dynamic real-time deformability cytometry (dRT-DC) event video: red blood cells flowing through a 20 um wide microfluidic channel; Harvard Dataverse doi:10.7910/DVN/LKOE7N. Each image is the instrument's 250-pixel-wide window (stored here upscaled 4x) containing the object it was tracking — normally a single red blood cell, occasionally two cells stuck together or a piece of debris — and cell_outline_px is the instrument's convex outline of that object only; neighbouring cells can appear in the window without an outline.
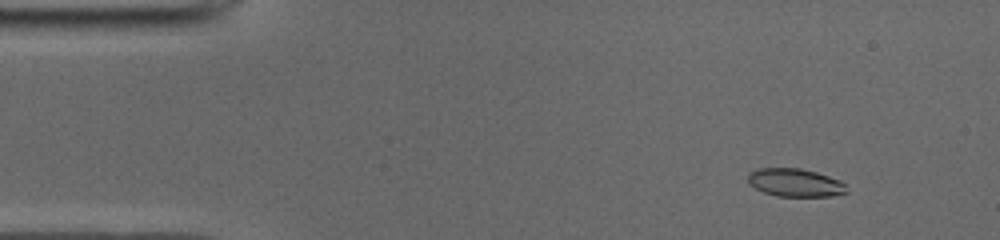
{"species": "common noctule bat (a hibernating species)", "species_latin": "Nyctalus noctula", "temperature_condition": "cold", "stored_images_in_passage": 50, "camera_frame_rate_fps": 3000, "um_per_image_px": 0.085, "animal": {"sex": "male", "body_mass_g": 19.0, "forearm_length_mm": 50.8}, "frame": {"image": 1, "passage_image": 5, "time_ms": 1.333, "image_size_px": [1000, 240], "cell_outline_px": [[848, 192], [832, 196], [776, 196], [764, 192], [748, 184], [748, 172], [756, 168], [800, 168], [816, 172], [840, 180], [844, 184]], "centroid_in_image_um": [67.55, 15.52], "position_along_channel_um": 17.4, "area_um2": 16.18}}
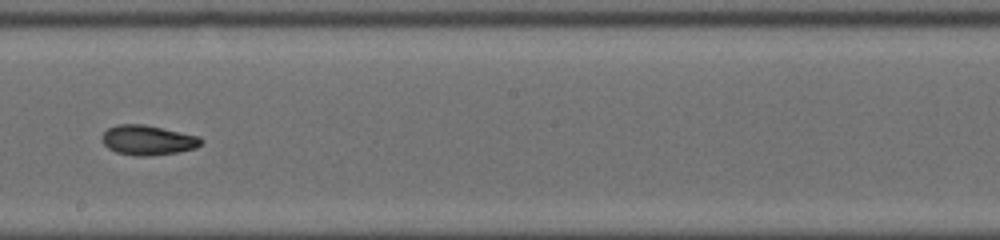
{"frame": {"image": 2, "passage_image": 28, "time_ms": 9.0, "image_size_px": [1000, 240], "cell_outline_px": [[204, 140], [196, 148], [180, 152], [148, 156], [136, 156], [116, 152], [108, 148], [104, 144], [104, 132], [108, 128], [116, 124], [144, 124], [200, 136]], "centroid_in_image_um": [12.61, 11.91], "position_along_channel_um": 235.6, "area_um2": 17.22}}
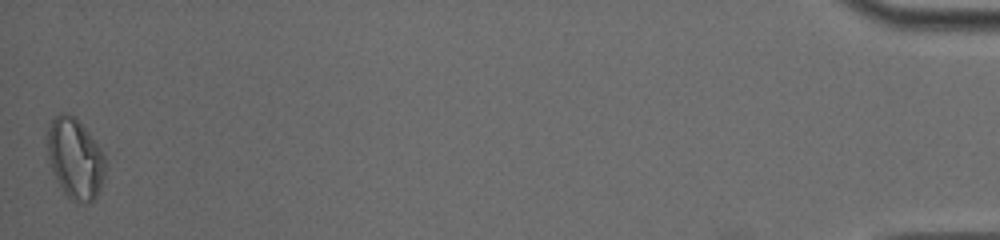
{"frame": {"image": 3, "passage_image": 50, "time_ms": 16.333, "image_size_px": [1000, 240], "cell_outline_px": [[108, 164], [100, 188], [96, 196], [88, 204], [80, 204], [72, 200], [64, 192], [52, 172], [48, 156], [48, 128], [52, 120], [56, 116], [72, 116], [88, 132], [100, 148]], "centroid_in_image_um": [6.41, 13.56], "position_along_channel_um": 428.8, "area_um2": 26.7}, "authors_computed_cell_mechanics": {"area_um2": 16.9932, "velocity_mm_per_s": 3.9575, "shape_relaxation_time_tau1_ms": 6.4324, "shape_relaxation_time_tau2_ms": 2.8979, "deformation_change_tau1": 0.1914, "deformation_change_tau2": 0.0788}}